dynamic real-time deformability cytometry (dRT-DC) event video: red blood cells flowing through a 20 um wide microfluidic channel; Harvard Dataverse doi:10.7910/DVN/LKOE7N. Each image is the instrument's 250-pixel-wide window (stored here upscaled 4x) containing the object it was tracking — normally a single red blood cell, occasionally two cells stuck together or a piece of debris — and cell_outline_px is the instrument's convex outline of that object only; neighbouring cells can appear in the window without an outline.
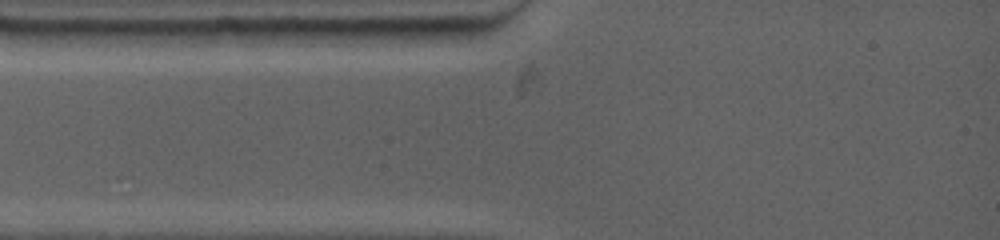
{"species": "common noctule bat (a hibernating species)", "species_latin": "Nyctalus noctula", "temperature_condition": "warm", "stored_images_in_passage": 1, "camera_frame_rate_fps": 4500, "um_per_image_px": 0.085, "animal": {"sex": "female", "body_mass_g": 19.0, "forearm_length_mm": 53.3}, "frame": {"image": 1, "passage_image": 1, "time_ms": 0.0, "image_size_px": [1000, 240], "cell_outline_px": [[352, 32], [344, 44], [264, 44], [260, 28], [352, 28]], "centroid_in_image_um": [25.97, 3.04], "position_along_channel_um": 59.0, "area_um2": 10.06}}